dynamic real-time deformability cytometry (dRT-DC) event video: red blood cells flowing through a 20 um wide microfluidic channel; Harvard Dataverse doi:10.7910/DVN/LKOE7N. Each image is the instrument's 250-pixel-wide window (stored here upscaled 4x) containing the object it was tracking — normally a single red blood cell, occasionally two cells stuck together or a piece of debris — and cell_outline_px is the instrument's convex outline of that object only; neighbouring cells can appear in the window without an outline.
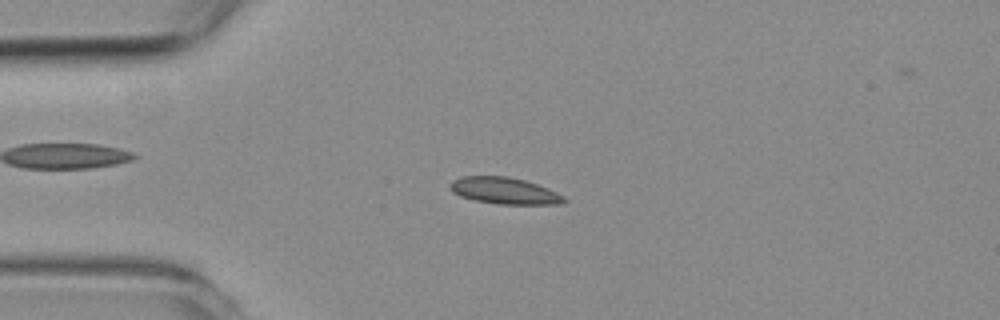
{"species": "common noctule bat (a hibernating species)", "species_latin": "Nyctalus noctula", "temperature_condition": "room temperature", "stored_images_in_passage": 23, "camera_frame_rate_fps": 3000, "um_per_image_px": 0.085, "animal": {"sex": "female", "body_mass_g": 19.3, "forearm_length_mm": 54.1}, "frame": {"image": 1, "passage_image": 3, "time_ms": 0.667, "image_size_px": [1000, 320], "cell_outline_px": [[568, 200], [564, 204], [496, 204], [476, 200], [460, 196], [452, 192], [448, 188], [448, 184], [452, 180], [464, 176], [508, 176], [524, 180], [548, 188], [564, 196]], "centroid_in_image_um": [42.87, 16.21], "position_along_channel_um": 42.1, "area_um2": 17.8}}
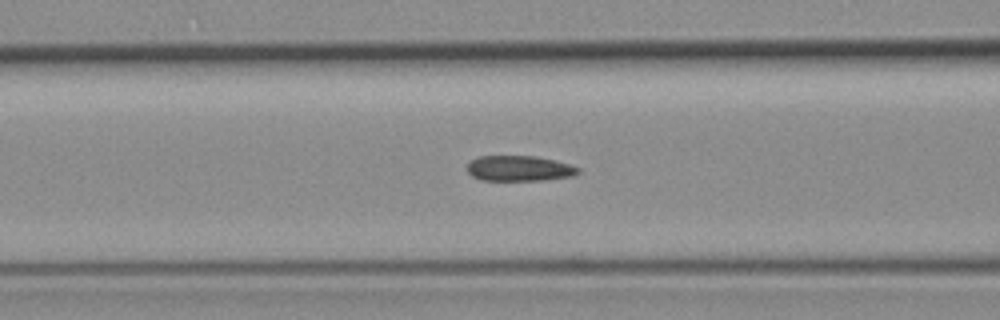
{"frame": {"image": 2, "passage_image": 11, "time_ms": 3.333, "image_size_px": [1000, 320], "cell_outline_px": [[580, 172], [576, 176], [544, 180], [480, 180], [472, 176], [468, 172], [468, 164], [472, 160], [480, 156], [532, 156], [552, 160], [568, 164], [580, 168]], "centroid_in_image_um": [44.16, 14.33], "position_along_channel_um": 122.4, "area_um2": 16.36}}
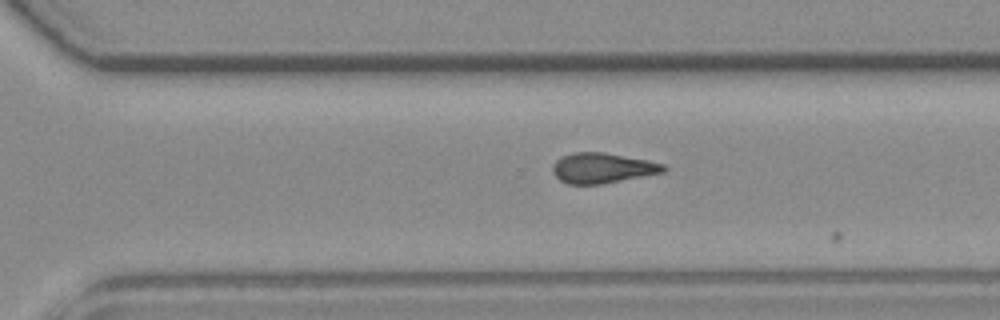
{"frame": {"image": 3, "passage_image": 22, "time_ms": 7.0, "image_size_px": [1000, 320], "cell_outline_px": [[668, 168], [664, 172], [600, 184], [568, 184], [560, 180], [552, 172], [552, 164], [560, 156], [572, 152], [604, 152], [648, 160], [664, 164]], "centroid_in_image_um": [51.18, 14.27], "position_along_channel_um": 319.4, "area_um2": 19.59}}